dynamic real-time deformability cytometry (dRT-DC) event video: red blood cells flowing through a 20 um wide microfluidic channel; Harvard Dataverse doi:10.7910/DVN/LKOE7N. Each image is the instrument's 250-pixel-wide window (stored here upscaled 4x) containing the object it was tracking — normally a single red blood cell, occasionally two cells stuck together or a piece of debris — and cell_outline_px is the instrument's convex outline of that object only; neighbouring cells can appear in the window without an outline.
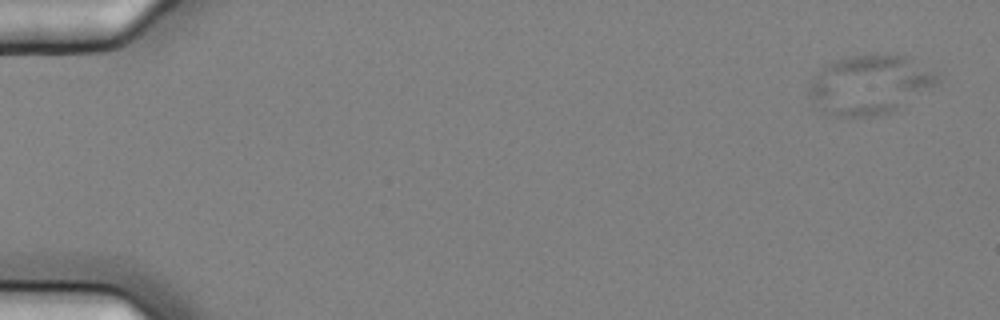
{"species": "common noctule bat (a hibernating species)", "species_latin": "Nyctalus noctula", "temperature_condition": "cold", "stored_images_in_passage": 10, "camera_frame_rate_fps": 3000, "um_per_image_px": 0.085, "animal": {"sex": "female", "body_mass_g": 25.1}, "frame": {"image": 1, "passage_image": 1, "time_ms": 0.0, "image_size_px": [1000, 320], "cell_outline_px": [[940, 80], [936, 84], [896, 108], [888, 112], [872, 116], [836, 116], [824, 112], [808, 92], [812, 80], [824, 64], [832, 60], [848, 56], [908, 56], [940, 76]], "centroid_in_image_um": [73.89, 7.18], "position_along_channel_um": 11.1, "area_um2": 42.95}}
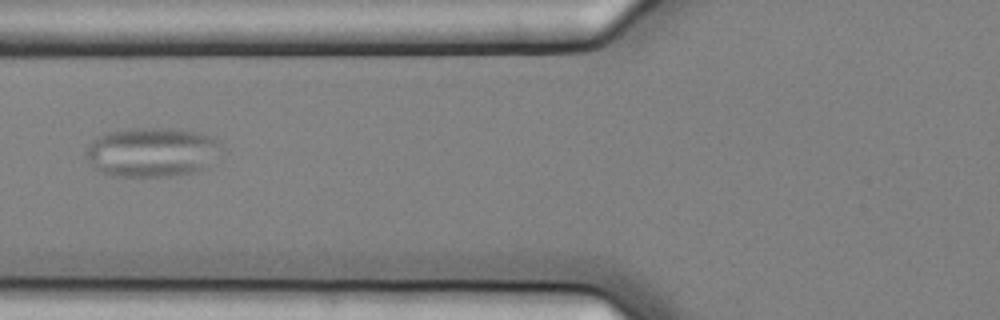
{"frame": {"image": 2, "passage_image": 6, "time_ms": 1.667, "image_size_px": [1000, 320], "cell_outline_px": [[220, 140], [208, 168], [196, 172], [172, 176], [108, 176], [100, 172], [96, 168], [88, 156], [88, 144], [100, 136], [108, 132], [132, 128], [172, 128], [196, 132], [216, 136]], "centroid_in_image_um": [12.94, 12.93], "position_along_channel_um": 112.9, "area_um2": 38.67}}
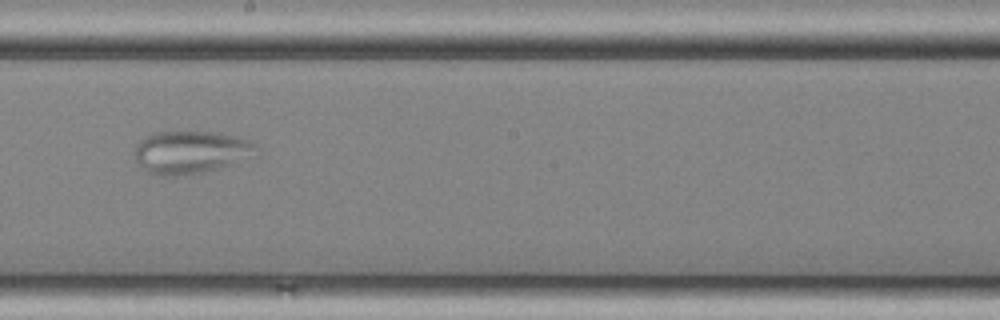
{"frame": {"image": 3, "passage_image": 9, "time_ms": 2.667, "image_size_px": [1000, 320], "cell_outline_px": [[260, 148], [232, 164], [204, 172], [176, 176], [160, 176], [148, 172], [136, 160], [136, 144], [140, 140], [152, 132], [220, 132], [252, 140]], "centroid_in_image_um": [16.2, 12.92], "position_along_channel_um": 232.0, "area_um2": 30.06}}